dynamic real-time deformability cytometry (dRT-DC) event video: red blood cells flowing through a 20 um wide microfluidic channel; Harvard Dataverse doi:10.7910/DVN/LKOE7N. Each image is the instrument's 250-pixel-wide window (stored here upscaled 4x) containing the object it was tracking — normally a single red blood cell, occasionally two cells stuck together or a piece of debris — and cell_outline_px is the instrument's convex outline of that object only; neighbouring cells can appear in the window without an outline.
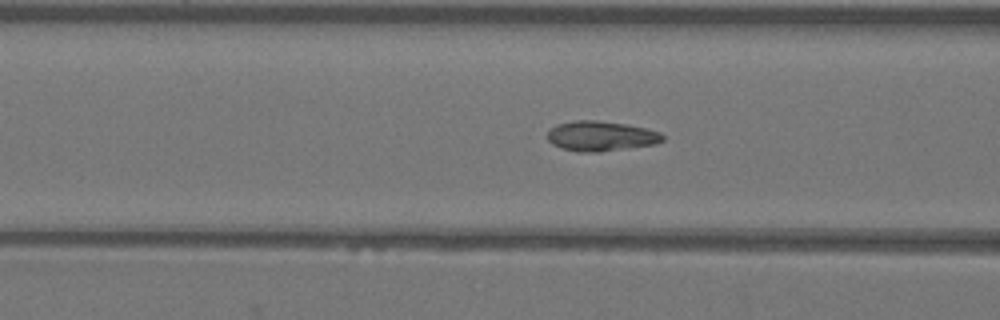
{"species": "Egyptian fruit bat (a non-hibernating species)", "species_latin": "Rousettus aegyptiacus", "temperature_condition": "warm", "stored_images_in_passage": 52, "camera_frame_rate_fps": 3000, "um_per_image_px": 0.085, "animal": {"sex": "female"}, "frame": {"image": 1, "passage_image": 20, "time_ms": 6.333, "image_size_px": [1000, 320], "cell_outline_px": [[664, 140], [656, 144], [600, 152], [576, 152], [560, 148], [552, 144], [548, 140], [548, 132], [556, 124], [576, 120], [596, 120], [628, 124], [660, 132], [664, 136]], "centroid_in_image_um": [51.07, 11.57], "position_along_channel_um": 115.5, "area_um2": 20.29}}
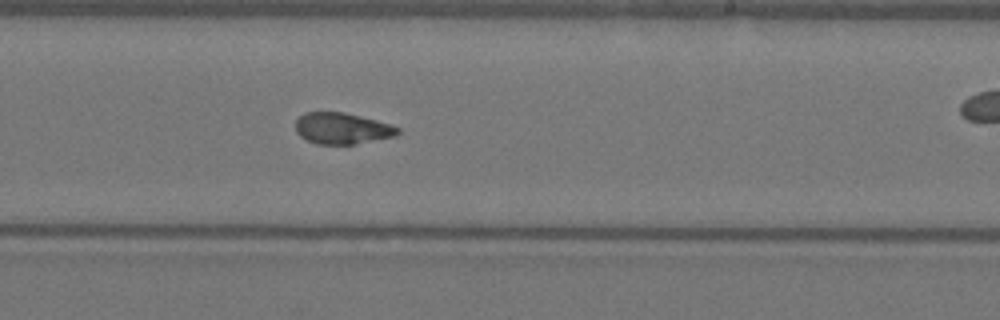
{"frame": {"image": 2, "passage_image": 31, "time_ms": 10.0, "image_size_px": [1000, 320], "cell_outline_px": [[400, 132], [396, 136], [352, 144], [316, 144], [300, 136], [296, 132], [296, 120], [304, 112], [344, 112], [392, 124], [400, 128]], "centroid_in_image_um": [29.08, 10.91], "position_along_channel_um": 259.9, "area_um2": 18.61}}
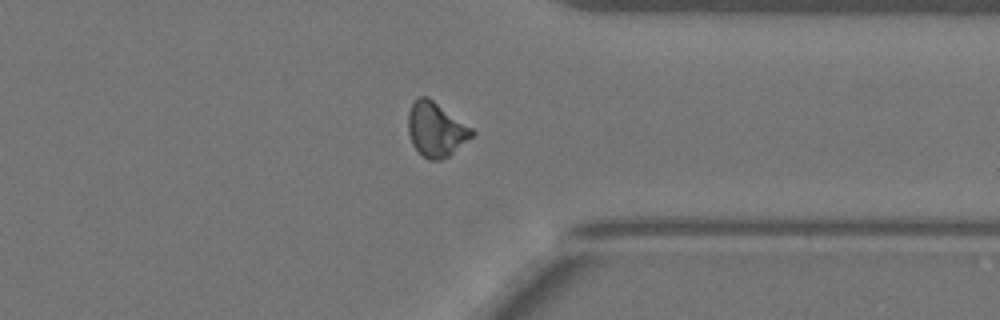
{"frame": {"image": 3, "passage_image": 40, "time_ms": 13.0, "image_size_px": [1000, 320], "cell_outline_px": [[476, 132], [472, 136], [448, 156], [440, 160], [428, 160], [412, 144], [408, 132], [408, 112], [412, 104], [420, 96], [428, 96], [472, 128]], "centroid_in_image_um": [37.04, 10.99], "position_along_channel_um": 374.4, "area_um2": 19.94}, "authors_computed_cell_mechanics": {"area_um2": 19.5364, "velocity_mm_per_s": 3.9497, "shape_relaxation_time_tau1_ms": 9.27, "shape_relaxation_time_tau2_ms": 1.1879, "deformation_change_tau1": 0.1991, "deformation_change_tau2": 0.0524}}